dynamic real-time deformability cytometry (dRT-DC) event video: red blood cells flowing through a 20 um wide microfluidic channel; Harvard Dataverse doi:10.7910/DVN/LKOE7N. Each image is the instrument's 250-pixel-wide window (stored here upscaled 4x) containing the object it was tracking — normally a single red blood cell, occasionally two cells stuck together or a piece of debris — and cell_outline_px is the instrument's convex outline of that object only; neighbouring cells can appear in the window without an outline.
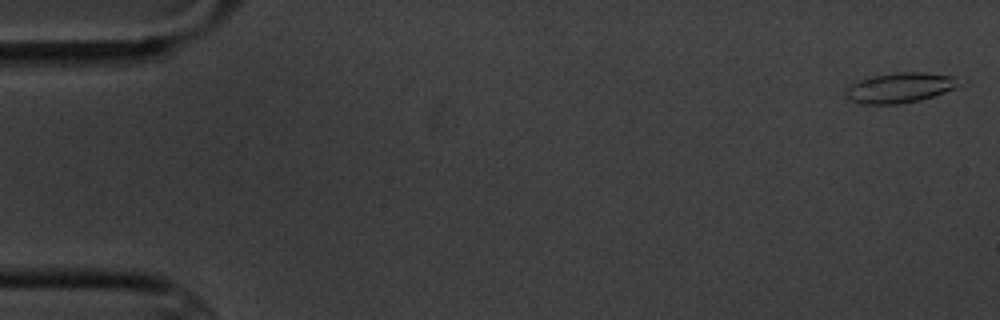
{"species": "common noctule bat (a hibernating species)", "species_latin": "Nyctalus noctula", "temperature_condition": "cold", "stored_images_in_passage": 17, "camera_frame_rate_fps": 3000, "um_per_image_px": 0.085, "animal": {"sex": "male", "body_mass_g": 20.1, "forearm_length_mm": 53.5}, "frame": {"image": 1, "passage_image": 2, "time_ms": 0.333, "image_size_px": [1000, 320], "cell_outline_px": [[968, 80], [956, 88], [920, 100], [900, 104], [860, 104], [848, 100], [844, 96], [848, 84], [864, 76], [892, 72], [924, 72], [956, 76]], "centroid_in_image_um": [76.49, 7.43], "position_along_channel_um": 8.5, "area_um2": 20.87}}
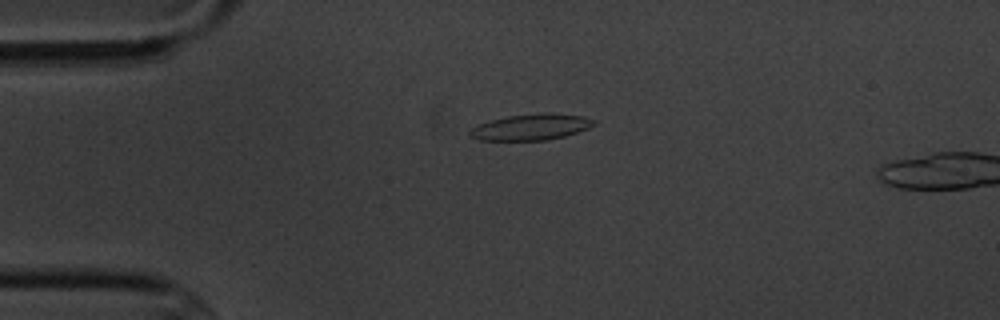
{"frame": {"image": 2, "passage_image": 14, "time_ms": 4.333, "image_size_px": [1000, 320], "cell_outline_px": [[596, 124], [588, 128], [564, 136], [544, 140], [480, 140], [468, 136], [468, 132], [472, 128], [480, 124], [492, 120], [508, 116], [540, 112], [552, 112], [584, 116], [596, 120]], "centroid_in_image_um": [45.17, 10.78], "position_along_channel_um": 39.8, "area_um2": 18.9}}